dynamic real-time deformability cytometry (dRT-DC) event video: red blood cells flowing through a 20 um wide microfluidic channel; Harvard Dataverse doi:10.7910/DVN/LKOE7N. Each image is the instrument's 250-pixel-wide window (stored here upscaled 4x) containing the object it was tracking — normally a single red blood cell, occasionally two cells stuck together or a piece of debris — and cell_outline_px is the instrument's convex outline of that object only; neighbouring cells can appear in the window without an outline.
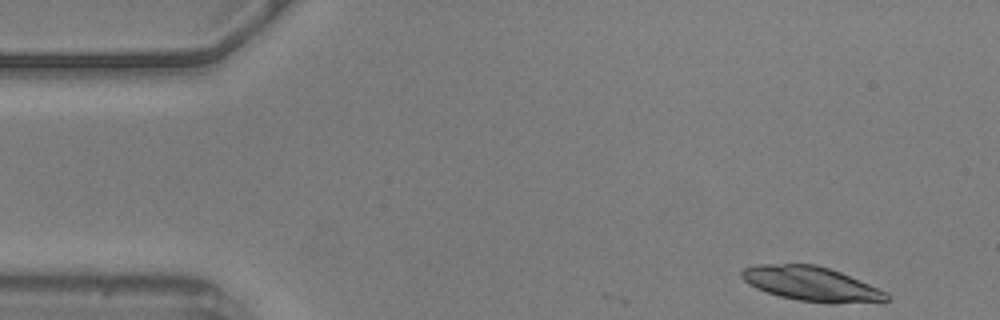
{"species": "common noctule bat (a hibernating species)", "species_latin": "Nyctalus noctula", "temperature_condition": "warm", "stored_images_in_passage": 5, "camera_frame_rate_fps": 3000, "um_per_image_px": 0.085, "animal": {"sex": "male", "body_mass_g": 20.5, "forearm_length_mm": 52.5}, "frame": {"image": 1, "passage_image": 1, "time_ms": 0.0, "image_size_px": [1000, 320], "cell_outline_px": [[888, 300], [884, 304], [828, 304], [800, 300], [780, 296], [756, 288], [748, 284], [740, 276], [740, 272], [744, 268], [756, 264], [816, 264], [840, 272], [888, 292]], "centroid_in_image_um": [69.05, 24.16], "position_along_channel_um": 15.9, "area_um2": 29.65}}